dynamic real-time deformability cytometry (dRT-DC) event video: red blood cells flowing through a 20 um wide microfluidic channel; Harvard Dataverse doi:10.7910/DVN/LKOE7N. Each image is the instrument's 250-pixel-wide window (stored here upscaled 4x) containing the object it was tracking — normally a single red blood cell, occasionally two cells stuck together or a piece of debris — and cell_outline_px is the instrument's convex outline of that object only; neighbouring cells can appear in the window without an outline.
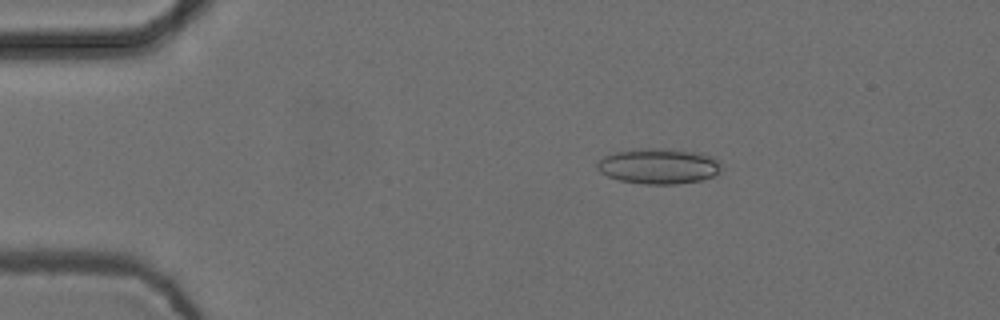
{"species": "common noctule bat (a hibernating species)", "species_latin": "Nyctalus noctula", "temperature_condition": "cold", "stored_images_in_passage": 55, "camera_frame_rate_fps": 3000, "um_per_image_px": 0.085, "animal": {"sex": "female", "body_mass_g": 24.6, "forearm_length_mm": 56.2}, "frame": {"image": 1, "passage_image": 10, "time_ms": 3.0, "image_size_px": [1000, 320], "cell_outline_px": [[720, 172], [716, 176], [700, 180], [676, 184], [644, 184], [620, 180], [608, 176], [600, 172], [596, 168], [596, 164], [604, 156], [612, 152], [636, 148], [664, 148], [700, 152], [712, 156], [720, 160]], "centroid_in_image_um": [56.0, 14.1], "position_along_channel_um": 29.0, "area_um2": 26.07}}
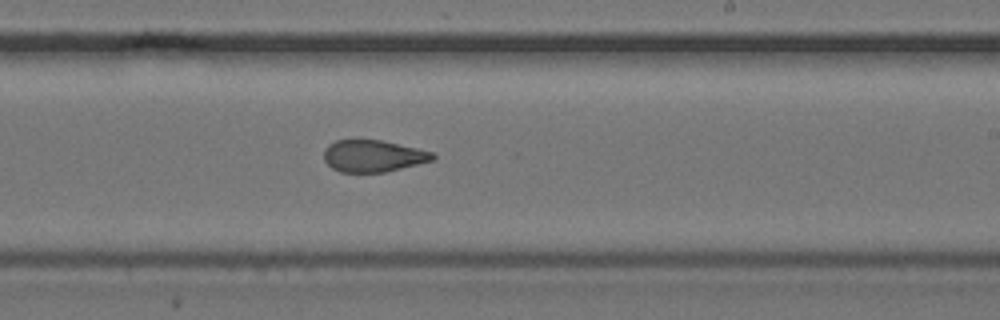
{"frame": {"image": 2, "passage_image": 33, "time_ms": 10.667, "image_size_px": [1000, 320], "cell_outline_px": [[436, 156], [432, 160], [384, 172], [340, 172], [332, 168], [324, 160], [324, 148], [328, 144], [336, 140], [380, 140], [416, 148], [432, 152]], "centroid_in_image_um": [31.66, 13.25], "position_along_channel_um": 257.3, "area_um2": 19.94}}
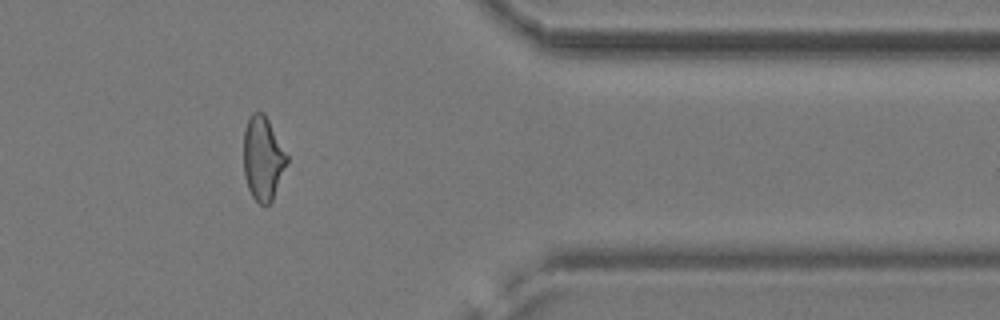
{"frame": {"image": 3, "passage_image": 45, "time_ms": 14.667, "image_size_px": [1000, 320], "cell_outline_px": [[288, 160], [272, 200], [264, 208], [252, 196], [248, 188], [244, 176], [244, 128], [252, 112], [264, 112], [288, 156]], "centroid_in_image_um": [22.33, 13.47], "position_along_channel_um": 389.1, "area_um2": 21.04}, "authors_computed_cell_mechanics": {"area_um2": 22.253, "velocity_mm_per_s": 3.7498, "shape_relaxation_time_tau1_ms": null, "shape_relaxation_time_tau2_ms": 2.0645, "deformation_change_tau1": null, "deformation_change_tau2": 0.0958}}